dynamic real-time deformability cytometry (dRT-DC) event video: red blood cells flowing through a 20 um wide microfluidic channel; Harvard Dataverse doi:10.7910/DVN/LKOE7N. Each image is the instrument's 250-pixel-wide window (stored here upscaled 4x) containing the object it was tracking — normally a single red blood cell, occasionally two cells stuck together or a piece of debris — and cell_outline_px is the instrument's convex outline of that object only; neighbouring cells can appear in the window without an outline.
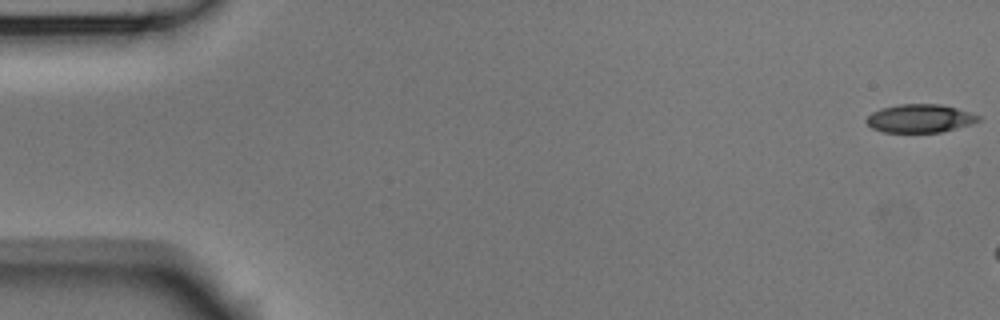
{"species": "Egyptian fruit bat (a non-hibernating species)", "species_latin": "Rousettus aegyptiacus", "temperature_condition": "room temperature", "stored_images_in_passage": 8, "camera_frame_rate_fps": 3000, "um_per_image_px": 0.085, "animal": {"sex": "male"}, "frame": {"image": 1, "passage_image": 1, "time_ms": 0.0, "image_size_px": [1000, 320], "cell_outline_px": [[980, 120], [972, 124], [940, 132], [884, 132], [872, 128], [864, 120], [872, 112], [880, 108], [900, 104], [940, 104], [956, 108], [980, 116]], "centroid_in_image_um": [78.17, 10.06], "position_along_channel_um": 6.8, "area_um2": 18.38}}